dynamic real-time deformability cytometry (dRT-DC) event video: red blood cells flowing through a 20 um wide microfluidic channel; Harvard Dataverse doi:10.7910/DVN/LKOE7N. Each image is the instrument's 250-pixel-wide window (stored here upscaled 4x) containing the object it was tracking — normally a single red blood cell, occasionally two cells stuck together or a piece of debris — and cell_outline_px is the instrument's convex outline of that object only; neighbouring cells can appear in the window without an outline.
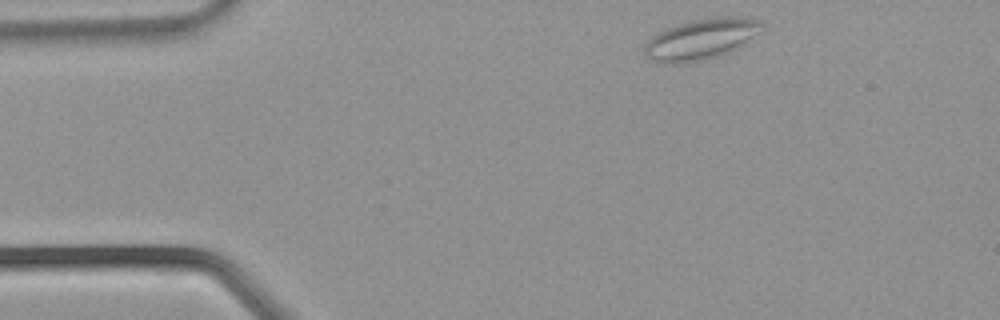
{"species": "common noctule bat (a hibernating species)", "species_latin": "Nyctalus noctula", "temperature_condition": "warm", "stored_images_in_passage": 32, "camera_frame_rate_fps": 3000, "um_per_image_px": 0.085, "animal": {"sex": "male", "body_mass_g": 21.5, "forearm_length_mm": 52.0}, "frame": {"image": 1, "passage_image": 1, "time_ms": 0.0, "image_size_px": [1000, 320], "cell_outline_px": [[764, 28], [740, 48], [732, 52], [700, 60], [680, 64], [664, 64], [648, 60], [644, 56], [644, 44], [652, 36], [676, 24], [692, 20], [712, 16], [740, 16], [760, 20], [764, 24]], "centroid_in_image_um": [59.6, 3.33], "position_along_channel_um": 25.4, "area_um2": 28.5}}
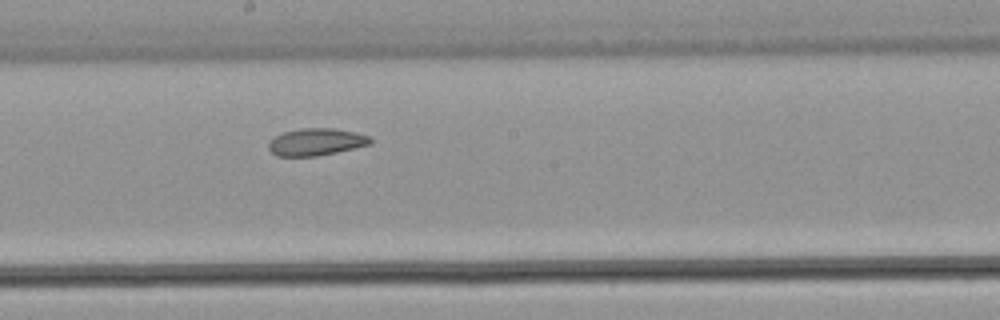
{"frame": {"image": 2, "passage_image": 15, "time_ms": 4.667, "image_size_px": [1000, 320], "cell_outline_px": [[372, 144], [336, 152], [316, 156], [276, 156], [268, 148], [268, 140], [284, 132], [300, 128], [332, 128], [356, 132], [372, 136]], "centroid_in_image_um": [26.89, 12.06], "position_along_channel_um": 221.3, "area_um2": 16.24}}
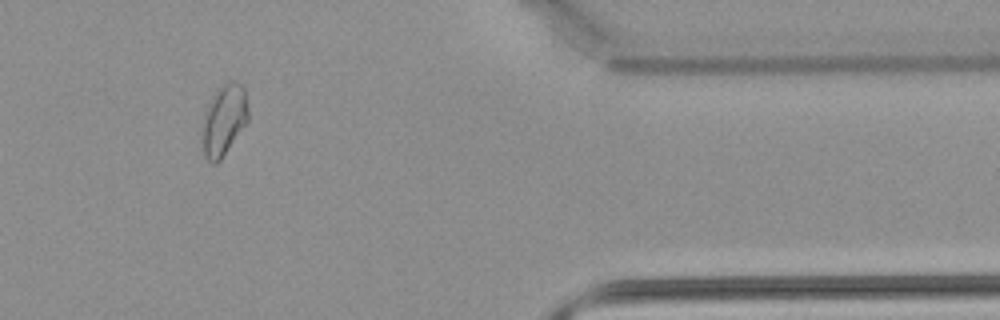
{"frame": {"image": 3, "passage_image": 26, "time_ms": 8.333, "image_size_px": [1000, 320], "cell_outline_px": [[248, 120], [220, 160], [216, 164], [212, 164], [204, 156], [200, 128], [204, 112], [212, 96], [228, 80], [236, 80], [244, 84], [248, 112]], "centroid_in_image_um": [19.0, 10.19], "position_along_channel_um": 392.4, "area_um2": 19.25}}